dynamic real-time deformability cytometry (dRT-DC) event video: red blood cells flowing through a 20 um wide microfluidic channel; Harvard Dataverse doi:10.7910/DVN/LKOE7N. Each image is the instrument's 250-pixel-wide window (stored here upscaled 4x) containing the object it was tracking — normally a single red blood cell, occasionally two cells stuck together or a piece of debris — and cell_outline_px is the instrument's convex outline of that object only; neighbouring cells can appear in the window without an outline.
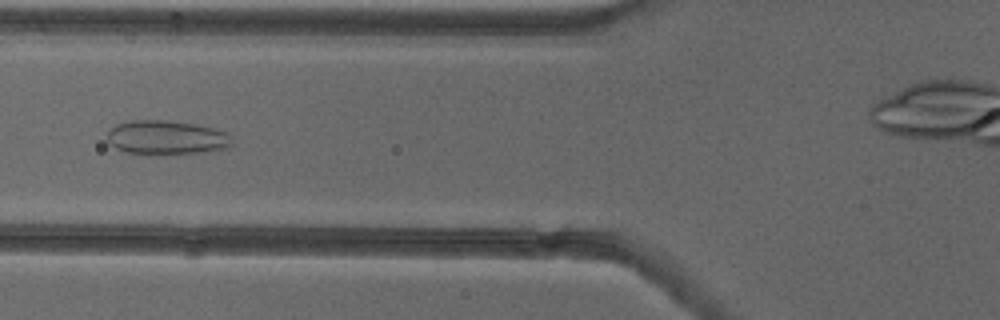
{"species": "common noctule bat (a hibernating species)", "species_latin": "Nyctalus noctula", "temperature_condition": "cold", "stored_images_in_passage": 47, "camera_frame_rate_fps": 3000, "um_per_image_px": 0.085, "animal": {"sex": "female"}, "frame": {"image": 1, "passage_image": 21, "time_ms": 6.667, "image_size_px": [1000, 320], "cell_outline_px": [[232, 148], [204, 152], [124, 152], [116, 148], [108, 140], [108, 132], [116, 124], [132, 120], [164, 120], [192, 124], [212, 128], [228, 132], [232, 136]], "centroid_in_image_um": [14.22, 11.66], "position_along_channel_um": 111.6, "area_um2": 24.16}}
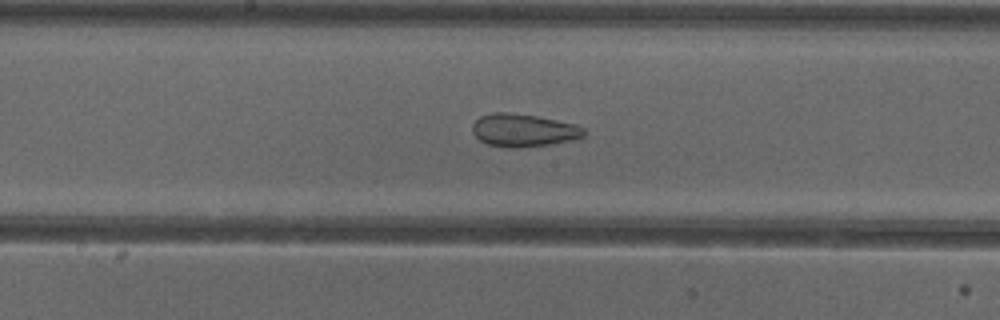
{"frame": {"image": 2, "passage_image": 28, "time_ms": 9.0, "image_size_px": [1000, 320], "cell_outline_px": [[588, 132], [584, 136], [572, 140], [548, 144], [516, 148], [512, 148], [488, 144], [480, 140], [472, 132], [472, 124], [480, 116], [492, 112], [508, 112], [536, 116], [576, 124], [584, 128]], "centroid_in_image_um": [44.5, 11.06], "position_along_channel_um": 203.7, "area_um2": 21.33}}
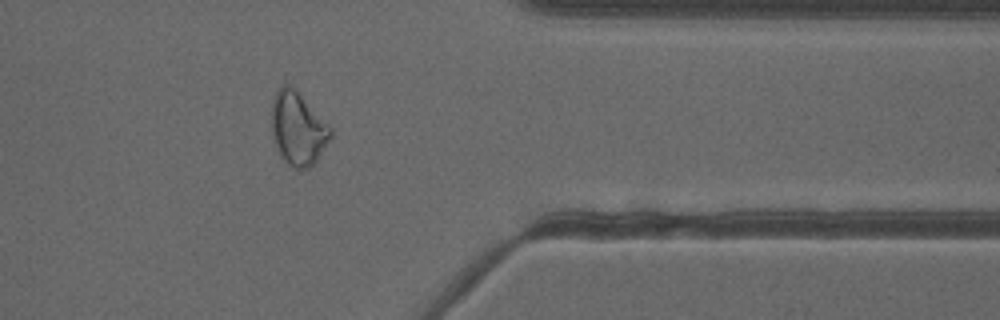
{"frame": {"image": 3, "passage_image": 43, "time_ms": 14.0, "image_size_px": [1000, 320], "cell_outline_px": [[332, 136], [316, 160], [308, 168], [292, 168], [280, 156], [272, 136], [272, 100], [276, 92], [284, 84], [292, 84], [296, 88], [332, 128]], "centroid_in_image_um": [25.32, 10.9], "position_along_channel_um": 386.1, "area_um2": 25.2}}